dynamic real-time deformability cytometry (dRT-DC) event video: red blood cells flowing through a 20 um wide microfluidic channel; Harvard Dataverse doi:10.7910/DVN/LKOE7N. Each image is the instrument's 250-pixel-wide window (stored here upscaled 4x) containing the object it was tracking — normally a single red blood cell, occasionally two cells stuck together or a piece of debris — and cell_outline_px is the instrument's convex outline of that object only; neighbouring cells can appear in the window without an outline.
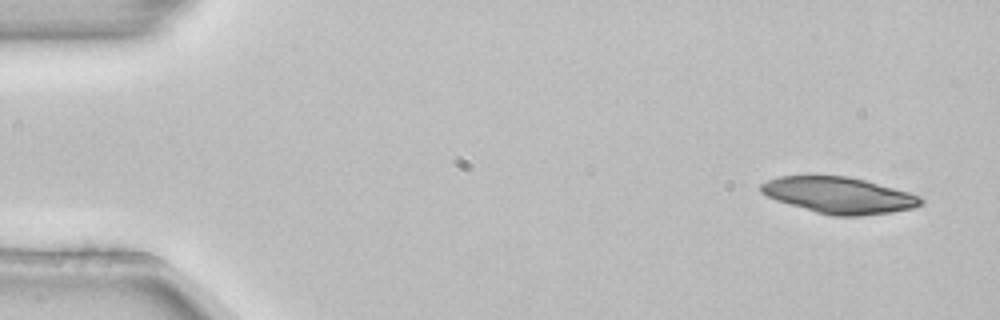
{"species": "common noctule bat (a hibernating species)", "species_latin": "Nyctalus noctula", "temperature_condition": "room temperature", "stored_images_in_passage": 3, "camera_frame_rate_fps": 3000, "um_per_image_px": 0.085, "animal": {"sex": "female", "body_mass_g": 22.7, "forearm_length_mm": 54.2}, "frame": {"image": 1, "passage_image": 1, "time_ms": 0.0, "image_size_px": [1000, 320], "cell_outline_px": [[924, 204], [912, 208], [892, 212], [860, 216], [832, 216], [816, 212], [776, 200], [760, 192], [760, 184], [768, 180], [780, 176], [848, 176], [864, 180], [908, 192], [920, 196], [924, 200]], "centroid_in_image_um": [71.32, 16.6], "position_along_channel_um": 13.7, "area_um2": 33.64}}